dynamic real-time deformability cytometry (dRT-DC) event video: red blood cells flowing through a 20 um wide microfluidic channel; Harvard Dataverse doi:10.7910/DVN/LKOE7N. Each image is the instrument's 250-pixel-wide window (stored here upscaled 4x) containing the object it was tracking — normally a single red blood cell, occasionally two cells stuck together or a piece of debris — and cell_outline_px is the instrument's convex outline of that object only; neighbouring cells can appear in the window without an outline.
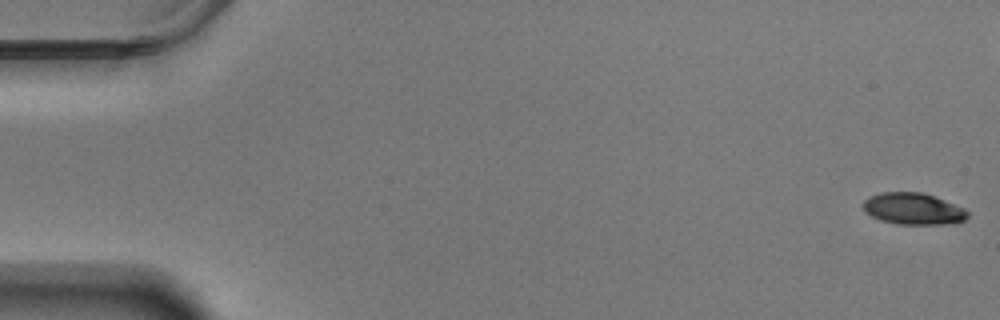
{"species": "Egyptian fruit bat (a non-hibernating species)", "species_latin": "Rousettus aegyptiacus", "temperature_condition": "warm", "stored_images_in_passage": 59, "camera_frame_rate_fps": 3000, "um_per_image_px": 0.085, "animal": {"sex": "male"}, "frame": {"image": 1, "passage_image": 1, "time_ms": 0.0, "image_size_px": [1000, 320], "cell_outline_px": [[968, 216], [964, 220], [956, 224], [896, 224], [880, 220], [872, 216], [864, 208], [864, 200], [880, 192], [920, 192], [944, 200], [964, 208], [968, 212]], "centroid_in_image_um": [77.66, 17.76], "position_along_channel_um": 7.3, "area_um2": 19.07}}
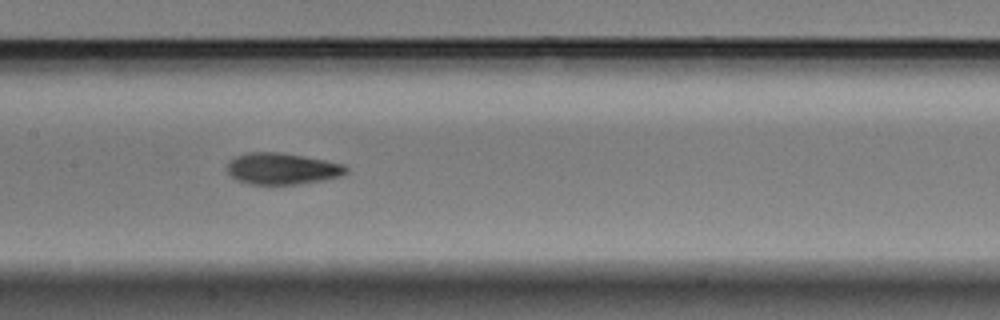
{"frame": {"image": 2, "passage_image": 29, "time_ms": 9.333, "image_size_px": [1000, 320], "cell_outline_px": [[348, 172], [340, 176], [324, 180], [296, 184], [248, 184], [236, 180], [228, 172], [228, 160], [236, 156], [248, 152], [280, 152], [324, 160], [344, 164], [348, 168]], "centroid_in_image_um": [23.97, 14.34], "position_along_channel_um": 183.4, "area_um2": 21.79}}
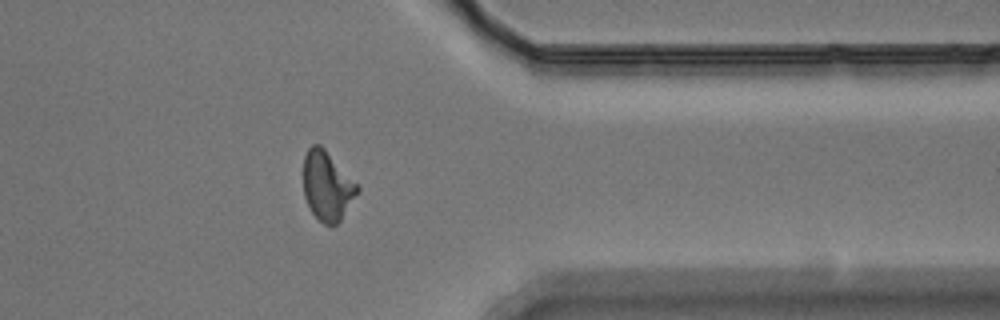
{"frame": {"image": 3, "passage_image": 47, "time_ms": 15.333, "image_size_px": [1000, 320], "cell_outline_px": [[360, 188], [340, 220], [336, 224], [324, 224], [312, 212], [304, 196], [304, 156], [308, 148], [312, 144], [320, 144], [324, 148]], "centroid_in_image_um": [27.78, 15.78], "position_along_channel_um": 383.6, "area_um2": 21.15}, "authors_computed_cell_mechanics": {"area_um2": 21.0392, "velocity_mm_per_s": 3.5051, "shape_relaxation_time_tau1_ms": 4.6147, "shape_relaxation_time_tau2_ms": 2.0602, "deformation_change_tau1": 0.1612, "deformation_change_tau2": 0.0858}}